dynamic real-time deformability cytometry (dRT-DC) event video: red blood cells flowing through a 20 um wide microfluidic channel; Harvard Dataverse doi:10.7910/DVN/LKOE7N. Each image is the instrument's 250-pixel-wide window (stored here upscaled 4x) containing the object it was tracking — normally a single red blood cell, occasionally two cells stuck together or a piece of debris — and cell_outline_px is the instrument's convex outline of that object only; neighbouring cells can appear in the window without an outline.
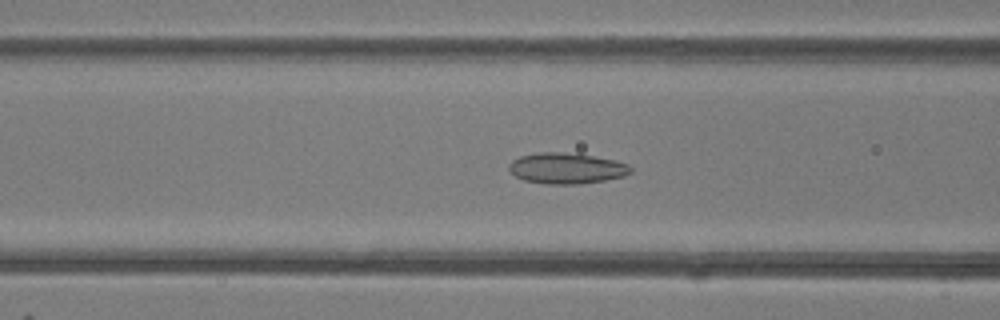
{"species": "common noctule bat (a hibernating species)", "species_latin": "Nyctalus noctula", "temperature_condition": "room temperature", "stored_images_in_passage": 47, "camera_frame_rate_fps": 3000, "um_per_image_px": 0.085, "animal": {"sex": "female"}, "frame": {"image": 1, "passage_image": 19, "time_ms": 6.0, "image_size_px": [1000, 320], "cell_outline_px": [[632, 172], [624, 176], [604, 180], [580, 184], [544, 184], [524, 180], [516, 176], [508, 168], [508, 164], [512, 160], [520, 156], [540, 152], [560, 152], [592, 156], [616, 160], [628, 164], [632, 168]], "centroid_in_image_um": [48.16, 14.31], "position_along_channel_um": 118.4, "area_um2": 21.85}}
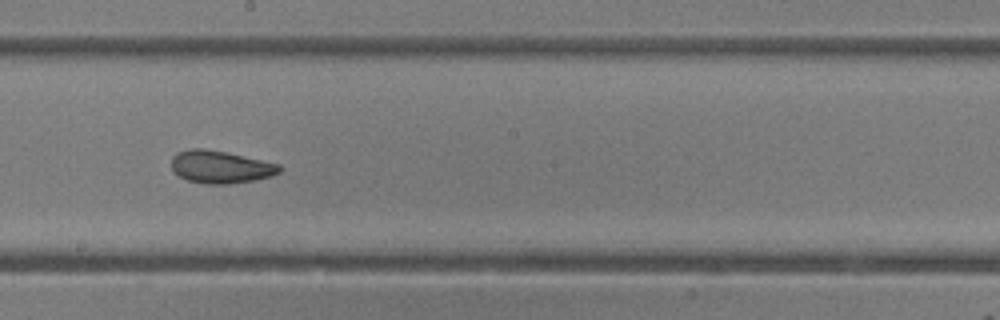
{"frame": {"image": 2, "passage_image": 27, "time_ms": 8.667, "image_size_px": [1000, 320], "cell_outline_px": [[284, 168], [280, 172], [272, 176], [252, 180], [228, 184], [204, 184], [188, 180], [180, 176], [172, 168], [172, 156], [176, 152], [192, 148], [204, 148], [224, 152], [280, 164]], "centroid_in_image_um": [18.75, 14.19], "position_along_channel_um": 229.4, "area_um2": 20.4}}
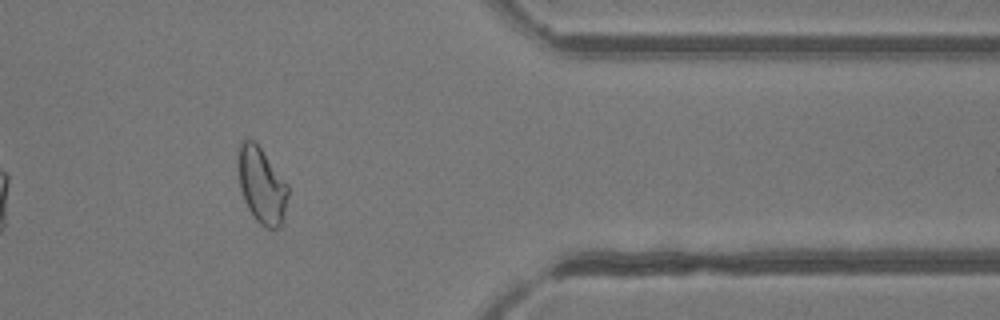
{"frame": {"image": 3, "passage_image": 40, "time_ms": 13.0, "image_size_px": [1000, 320], "cell_outline_px": [[288, 196], [284, 216], [280, 228], [268, 228], [260, 224], [256, 220], [248, 208], [244, 200], [240, 188], [236, 152], [240, 140], [252, 140], [260, 148], [288, 184]], "centroid_in_image_um": [22.22, 15.75], "position_along_channel_um": 389.2, "area_um2": 22.14}}